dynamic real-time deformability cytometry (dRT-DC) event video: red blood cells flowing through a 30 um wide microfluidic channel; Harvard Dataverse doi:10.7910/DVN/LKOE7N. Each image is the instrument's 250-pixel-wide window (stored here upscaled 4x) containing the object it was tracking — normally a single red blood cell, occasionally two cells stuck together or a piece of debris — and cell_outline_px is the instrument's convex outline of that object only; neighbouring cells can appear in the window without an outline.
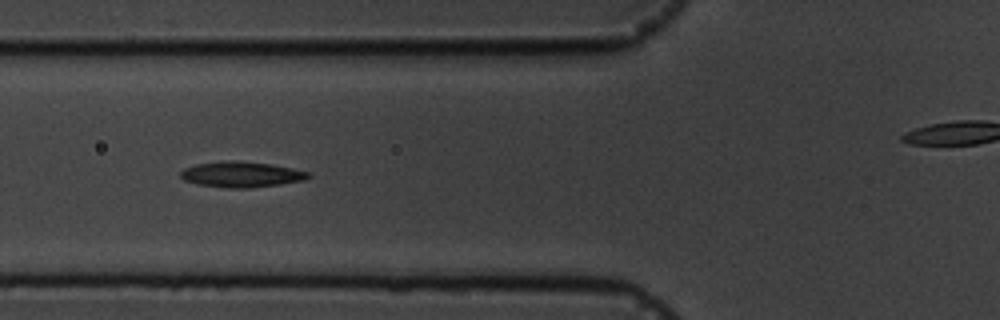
{"species": "common noctule bat (a hibernating species)", "species_latin": "Nyctalus noctula", "temperature_condition": "cold", "stored_images_in_passage": 9, "segment_of_instrument_passage": [1, 2], "camera_frame_rate_fps": 3000, "um_per_image_px": 0.085, "animal": {"sex": "male", "body_mass_g": 19.5, "forearm_length_mm": 54.6}, "frame": {"image": 1, "passage_image": 6, "time_ms": 5.667, "image_size_px": [1000, 320], "cell_outline_px": [[312, 176], [304, 180], [280, 184], [248, 188], [228, 188], [196, 184], [184, 180], [180, 176], [180, 172], [184, 168], [196, 164], [228, 160], [236, 160], [272, 164], [292, 168], [308, 172]], "centroid_in_image_um": [20.5, 14.82], "position_along_channel_um": 105.3, "area_um2": 19.13}}
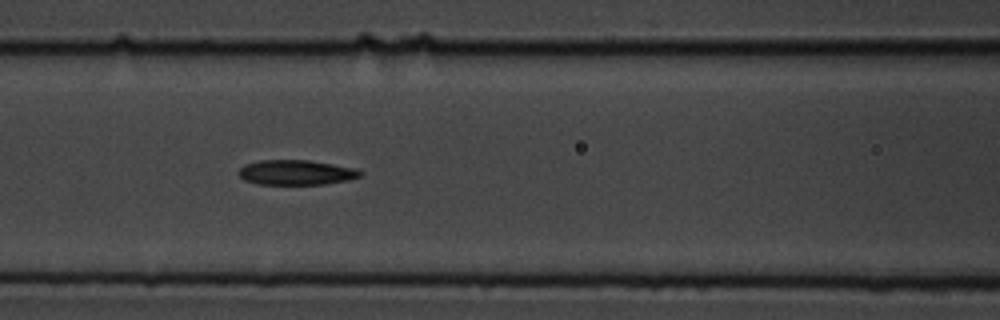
{"frame": {"image": 2, "passage_image": 7, "time_ms": 6.667, "image_size_px": [1000, 320], "cell_outline_px": [[364, 172], [360, 176], [348, 180], [324, 184], [256, 184], [244, 180], [240, 176], [240, 168], [244, 164], [260, 160], [308, 160], [356, 168]], "centroid_in_image_um": [25.18, 14.65], "position_along_channel_um": 141.4, "area_um2": 17.63}}
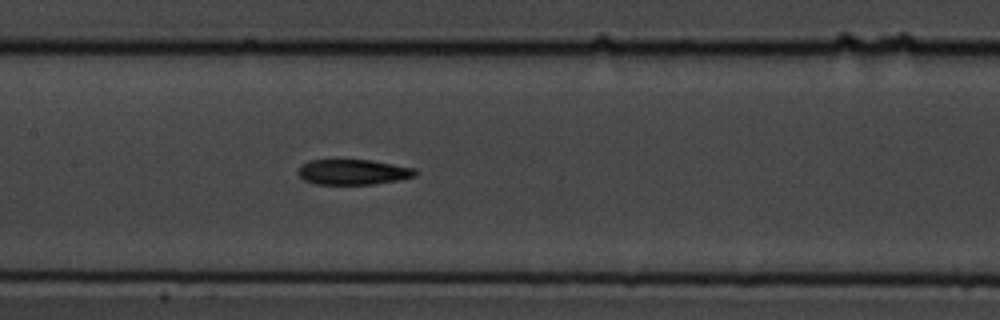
{"frame": {"image": 3, "passage_image": 8, "time_ms": 7.667, "image_size_px": [1000, 320], "cell_outline_px": [[416, 176], [396, 180], [372, 184], [316, 184], [304, 180], [296, 172], [300, 164], [308, 160], [372, 160], [416, 168]], "centroid_in_image_um": [29.97, 14.61], "position_along_channel_um": 177.4, "area_um2": 17.34}}